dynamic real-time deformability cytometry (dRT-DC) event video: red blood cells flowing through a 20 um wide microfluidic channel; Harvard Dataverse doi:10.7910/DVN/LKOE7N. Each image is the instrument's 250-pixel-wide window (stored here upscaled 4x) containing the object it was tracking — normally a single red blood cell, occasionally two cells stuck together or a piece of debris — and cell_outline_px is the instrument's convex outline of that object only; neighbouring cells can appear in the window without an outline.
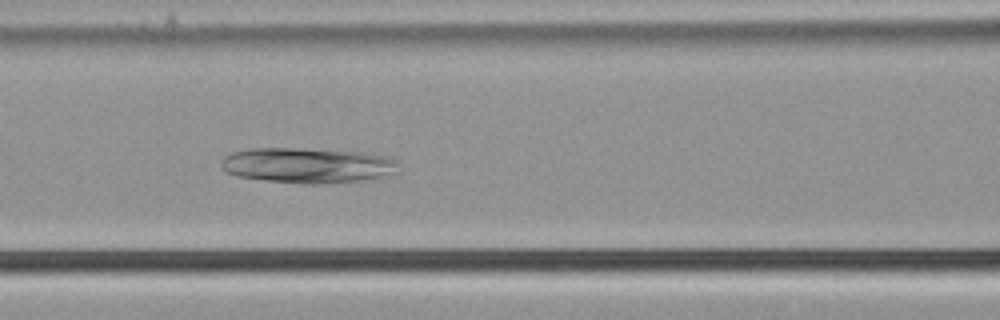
{"species": "common noctule bat (a hibernating species)", "species_latin": "Nyctalus noctula", "temperature_condition": "cold", "stored_images_in_passage": 50, "camera_frame_rate_fps": 3000, "um_per_image_px": 0.085, "animal": {"sex": "male", "body_mass_g": 21.5, "forearm_length_mm": 52.0}, "frame": {"image": 1, "passage_image": 22, "time_ms": 7.0, "image_size_px": [1000, 320], "cell_outline_px": [[396, 172], [380, 176], [360, 180], [316, 184], [304, 184], [268, 180], [236, 176], [224, 172], [220, 168], [220, 164], [224, 156], [232, 152], [252, 148], [296, 148], [360, 152], [384, 156], [396, 160]], "centroid_in_image_um": [26.03, 14.05], "position_along_channel_um": 140.6, "area_um2": 36.13}}
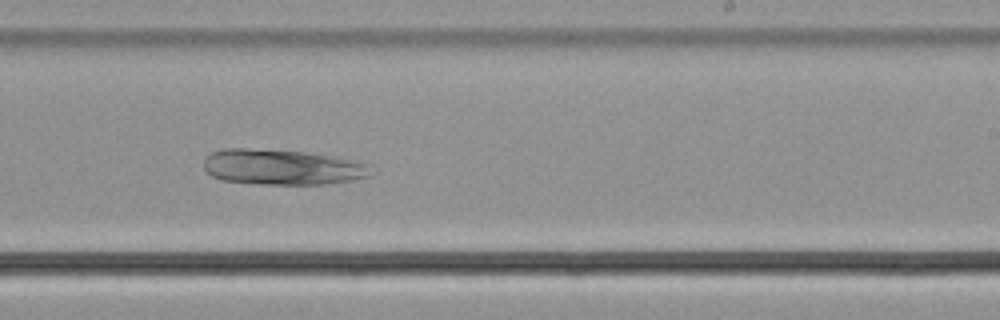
{"frame": {"image": 2, "passage_image": 32, "time_ms": 10.333, "image_size_px": [1000, 320], "cell_outline_px": [[376, 172], [368, 176], [352, 180], [324, 184], [256, 184], [220, 180], [212, 176], [204, 168], [204, 160], [212, 152], [224, 148], [244, 148], [304, 152], [372, 164]], "centroid_in_image_um": [23.99, 14.21], "position_along_channel_um": 265.0, "area_um2": 34.51}}
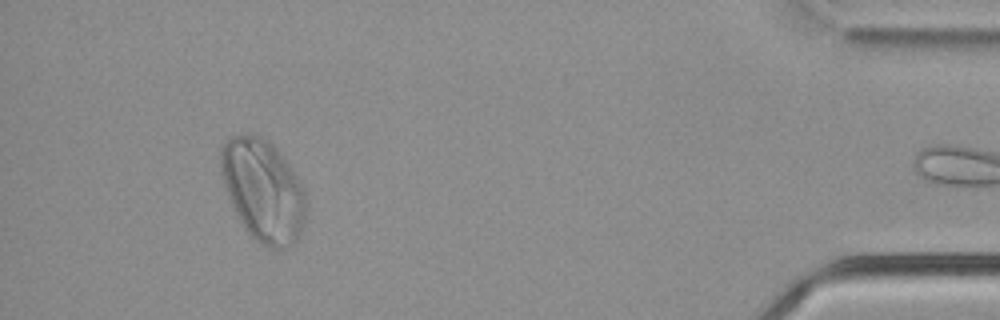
{"frame": {"image": 3, "passage_image": 49, "time_ms": 16.0, "image_size_px": [1000, 320], "cell_outline_px": [[308, 212], [300, 236], [288, 248], [268, 248], [260, 244], [244, 228], [232, 204], [224, 184], [220, 172], [220, 144], [228, 136], [244, 132], [260, 136], [268, 140], [276, 148], [304, 188], [308, 200]], "centroid_in_image_um": [22.37, 16.16], "position_along_channel_um": 412.8, "area_um2": 51.38}}